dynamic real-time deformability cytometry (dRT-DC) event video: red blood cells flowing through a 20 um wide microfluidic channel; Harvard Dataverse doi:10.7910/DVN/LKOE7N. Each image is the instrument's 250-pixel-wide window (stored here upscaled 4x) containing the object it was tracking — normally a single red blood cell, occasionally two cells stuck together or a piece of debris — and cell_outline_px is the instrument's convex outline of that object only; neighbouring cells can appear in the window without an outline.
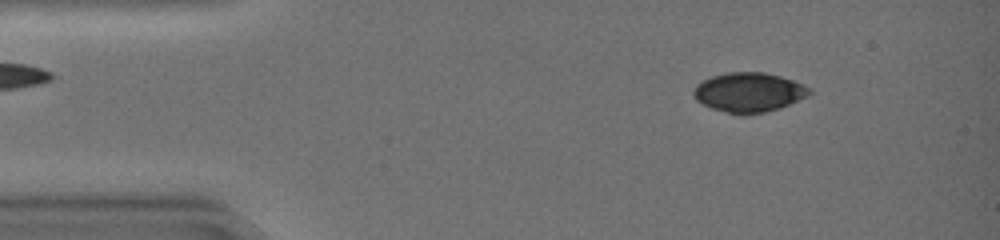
{"species": "common noctule bat (a hibernating species)", "species_latin": "Nyctalus noctula", "temperature_condition": "warm", "stored_images_in_passage": 45, "camera_frame_rate_fps": 3000, "um_per_image_px": 0.085, "animal": {"sex": "female", "body_mass_g": 19.0, "forearm_length_mm": 51.5}, "frame": {"image": 1, "passage_image": 6, "time_ms": 1.667, "image_size_px": [1000, 240], "cell_outline_px": [[812, 92], [808, 96], [780, 108], [764, 112], [728, 112], [712, 108], [696, 100], [692, 96], [692, 92], [696, 84], [700, 80], [712, 76], [728, 72], [764, 72], [780, 76], [804, 84], [812, 88]], "centroid_in_image_um": [63.65, 7.81], "position_along_channel_um": 21.3, "area_um2": 26.41}}
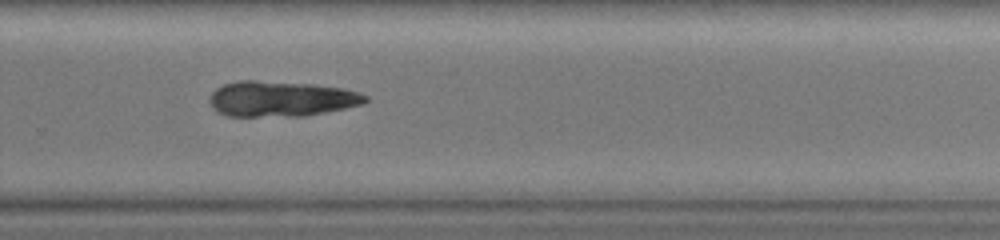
{"frame": {"image": 2, "passage_image": 31, "time_ms": 10.0, "image_size_px": [1000, 240], "cell_outline_px": [[368, 100], [364, 104], [304, 116], [228, 116], [216, 112], [212, 108], [208, 100], [212, 92], [216, 88], [224, 84], [240, 80], [256, 80], [312, 84], [340, 88], [356, 92], [368, 96]], "centroid_in_image_um": [23.84, 8.4], "position_along_channel_um": 306.0, "area_um2": 32.19}}
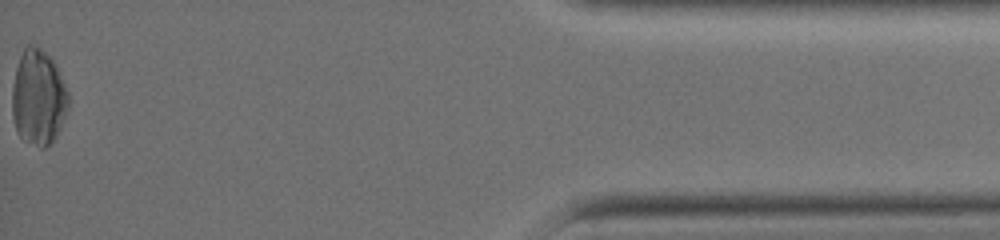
{"frame": {"image": 3, "passage_image": 45, "time_ms": 14.667, "image_size_px": [1000, 240], "cell_outline_px": [[68, 108], [56, 136], [44, 148], [40, 148], [24, 140], [16, 132], [12, 116], [12, 88], [16, 68], [20, 56], [24, 48], [28, 44], [36, 44], [56, 64], [68, 92]], "centroid_in_image_um": [3.24, 8.28], "position_along_channel_um": 432.0, "area_um2": 31.27}}